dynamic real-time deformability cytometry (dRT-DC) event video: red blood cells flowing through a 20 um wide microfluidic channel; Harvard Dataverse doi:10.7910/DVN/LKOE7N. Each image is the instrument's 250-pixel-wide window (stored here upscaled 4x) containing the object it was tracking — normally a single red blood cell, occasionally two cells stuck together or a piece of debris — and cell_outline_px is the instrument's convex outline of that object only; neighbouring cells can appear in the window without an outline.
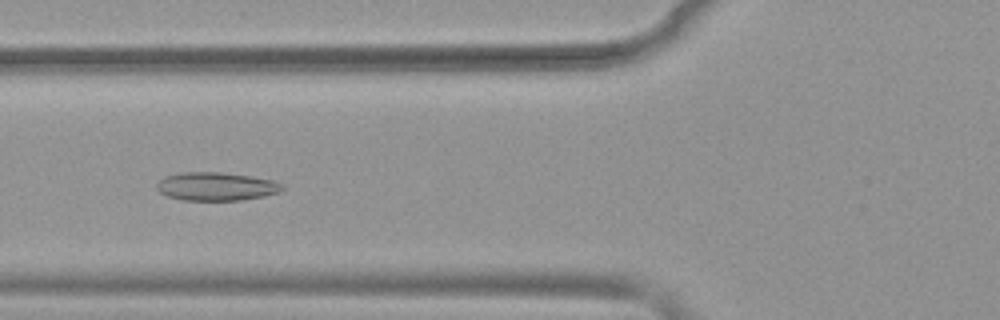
{"species": "common noctule bat (a hibernating species)", "species_latin": "Nyctalus noctula", "temperature_condition": "warm", "stored_images_in_passage": 52, "camera_frame_rate_fps": 3000, "um_per_image_px": 0.085, "animal": {"sex": "female", "body_mass_g": 19.9}, "frame": {"image": 1, "passage_image": 20, "time_ms": 6.333, "image_size_px": [1000, 320], "cell_outline_px": [[284, 188], [280, 192], [264, 196], [240, 200], [180, 200], [168, 196], [160, 192], [156, 188], [156, 184], [164, 176], [180, 172], [224, 172], [272, 180], [284, 184]], "centroid_in_image_um": [18.36, 15.84], "position_along_channel_um": 107.4, "area_um2": 20.81}}
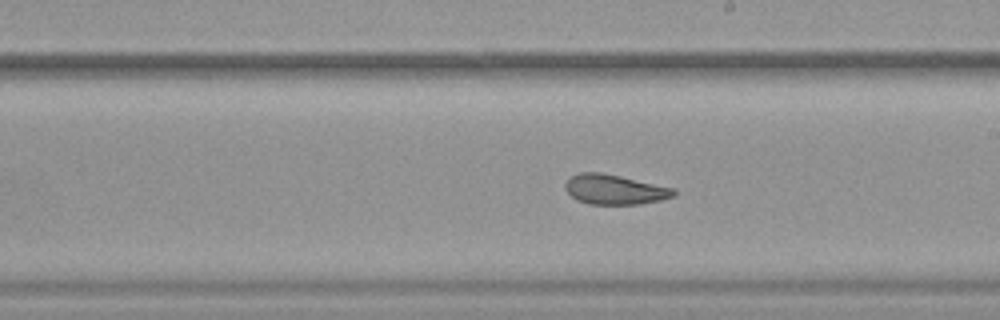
{"frame": {"image": 2, "passage_image": 30, "time_ms": 9.667, "image_size_px": [1000, 320], "cell_outline_px": [[676, 196], [660, 200], [640, 204], [588, 204], [576, 200], [564, 188], [564, 184], [572, 176], [580, 172], [600, 172], [620, 176], [676, 188]], "centroid_in_image_um": [52.27, 16.11], "position_along_channel_um": 236.7, "area_um2": 18.96}}
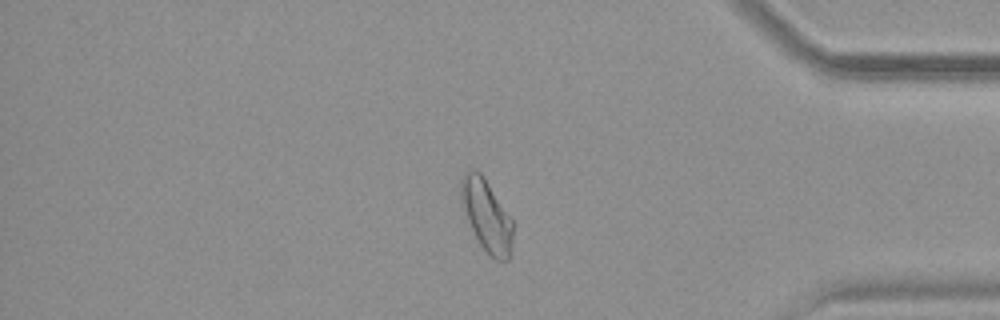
{"frame": {"image": 3, "passage_image": 44, "time_ms": 14.333, "image_size_px": [1000, 320], "cell_outline_px": [[512, 248], [508, 260], [496, 260], [480, 244], [468, 220], [460, 196], [460, 180], [464, 172], [468, 168], [476, 168], [484, 176], [512, 220]], "centroid_in_image_um": [41.35, 18.25], "position_along_channel_um": 393.9, "area_um2": 21.44}, "authors_computed_cell_mechanics": {"area_um2": 22.1952, "velocity_mm_per_s": 3.8875, "shape_relaxation_time_tau1_ms": 9.8929, "shape_relaxation_time_tau2_ms": 1.8487, "deformation_change_tau1": 0.195, "deformation_change_tau2": 0.09}}